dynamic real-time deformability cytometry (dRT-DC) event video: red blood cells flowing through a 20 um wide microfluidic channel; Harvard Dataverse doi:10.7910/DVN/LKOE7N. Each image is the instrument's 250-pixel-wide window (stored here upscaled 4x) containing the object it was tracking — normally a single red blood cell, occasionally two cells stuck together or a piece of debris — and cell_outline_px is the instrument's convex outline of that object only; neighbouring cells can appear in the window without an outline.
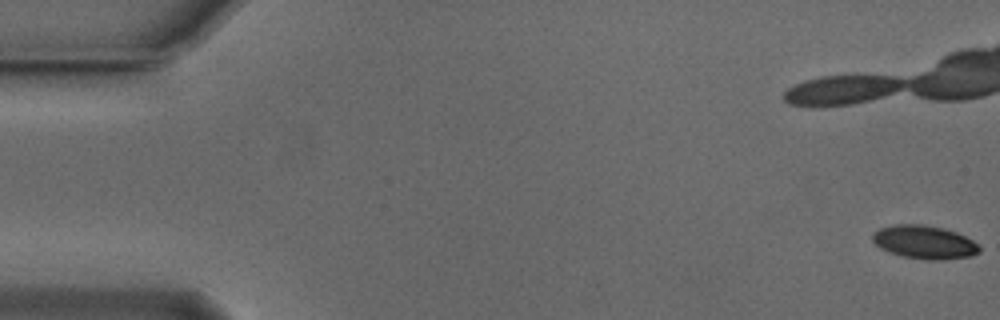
{"species": "Egyptian fruit bat (a non-hibernating species)", "species_latin": "Rousettus aegyptiacus", "temperature_condition": "cold", "stored_images_in_passage": 55, "camera_frame_rate_fps": 3000, "um_per_image_px": 0.085, "animal": {"sex": "male"}, "frame": {"image": 1, "passage_image": 1, "time_ms": 0.0, "image_size_px": [1000, 320], "cell_outline_px": [[980, 252], [972, 256], [940, 260], [928, 260], [904, 256], [880, 248], [872, 240], [872, 232], [880, 228], [896, 224], [920, 224], [940, 228], [956, 232], [972, 240], [980, 248]], "centroid_in_image_um": [78.56, 20.58], "position_along_channel_um": 6.4, "area_um2": 20.52}, "authors_computed_cell_mechanics": {"area_um2": 21.5016, "velocity_mm_per_s": 3.8228, "shape_relaxation_time_tau1_ms": 2.0584, "shape_relaxation_time_tau2_ms": null, "deformation_change_tau1": 0.1037, "deformation_change_tau2": null}}